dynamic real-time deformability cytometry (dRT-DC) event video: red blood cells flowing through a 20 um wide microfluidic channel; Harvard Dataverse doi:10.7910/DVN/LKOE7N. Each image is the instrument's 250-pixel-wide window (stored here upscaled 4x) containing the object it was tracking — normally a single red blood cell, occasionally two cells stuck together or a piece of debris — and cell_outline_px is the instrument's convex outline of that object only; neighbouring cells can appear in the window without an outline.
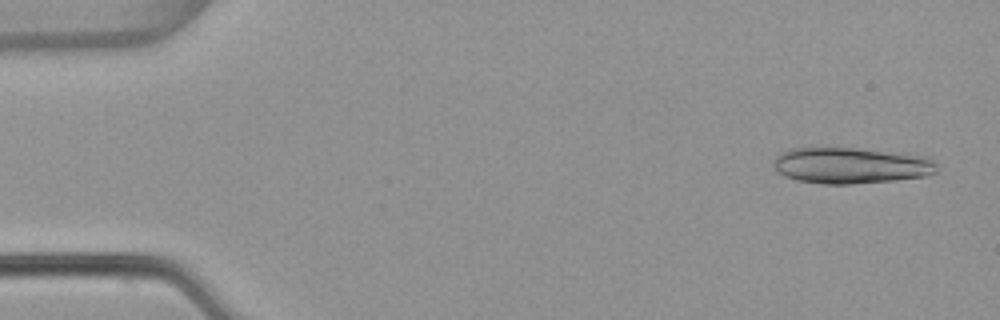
{"species": "common noctule bat (a hibernating species)", "species_latin": "Nyctalus noctula", "temperature_condition": "warm", "stored_images_in_passage": 7, "segment_of_instrument_passage": [1, 2], "camera_frame_rate_fps": 3000, "um_per_image_px": 0.085, "animal": {"sex": "female", "body_mass_g": 22.7, "forearm_length_mm": 54.2}, "frame": {"image": 1, "passage_image": 1, "time_ms": 0.0, "image_size_px": [1000, 320], "cell_outline_px": [[936, 172], [924, 176], [896, 180], [848, 184], [824, 184], [796, 180], [784, 176], [776, 172], [772, 164], [772, 160], [780, 152], [788, 148], [856, 148], [904, 152], [928, 156], [936, 164]], "centroid_in_image_um": [72.3, 14.05], "position_along_channel_um": 12.7, "area_um2": 34.91}}